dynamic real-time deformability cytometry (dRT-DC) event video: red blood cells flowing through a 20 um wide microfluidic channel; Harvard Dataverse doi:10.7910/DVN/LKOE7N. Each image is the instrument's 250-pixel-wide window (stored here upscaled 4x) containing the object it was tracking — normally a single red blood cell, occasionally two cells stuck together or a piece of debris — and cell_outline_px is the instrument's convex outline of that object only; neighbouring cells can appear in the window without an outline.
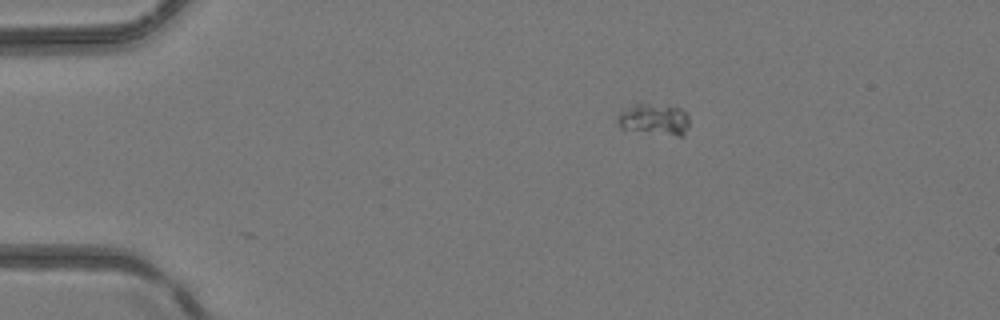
{"species": "common noctule bat (a hibernating species)", "species_latin": "Nyctalus noctula", "temperature_condition": "room temperature", "stored_images_in_passage": 5, "camera_frame_rate_fps": 3000, "um_per_image_px": 0.085, "animal": {"sex": "female", "body_mass_g": 24.6, "forearm_length_mm": 56.2}, "frame": {"image": 1, "passage_image": 1, "time_ms": 0.0, "image_size_px": [1000, 320], "cell_outline_px": [[688, 124], [684, 136], [676, 136], [620, 128], [616, 120], [620, 112], [632, 104], [676, 104], [688, 112]], "centroid_in_image_um": [55.66, 10.11], "position_along_channel_um": 29.3, "area_um2": 13.47}}
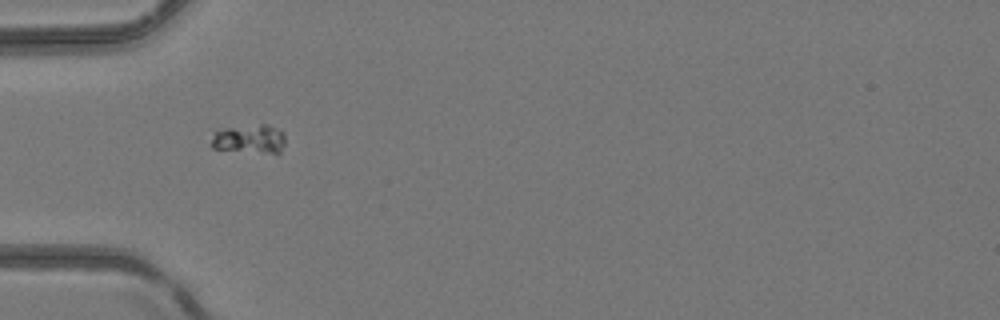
{"frame": {"image": 2, "passage_image": 3, "time_ms": 2.333, "image_size_px": [1000, 320], "cell_outline_px": [[284, 144], [280, 152], [268, 152], [212, 148], [208, 144], [216, 132], [224, 128], [260, 124], [268, 124], [284, 132]], "centroid_in_image_um": [21.2, 11.78], "position_along_channel_um": 63.8, "area_um2": 12.14}}